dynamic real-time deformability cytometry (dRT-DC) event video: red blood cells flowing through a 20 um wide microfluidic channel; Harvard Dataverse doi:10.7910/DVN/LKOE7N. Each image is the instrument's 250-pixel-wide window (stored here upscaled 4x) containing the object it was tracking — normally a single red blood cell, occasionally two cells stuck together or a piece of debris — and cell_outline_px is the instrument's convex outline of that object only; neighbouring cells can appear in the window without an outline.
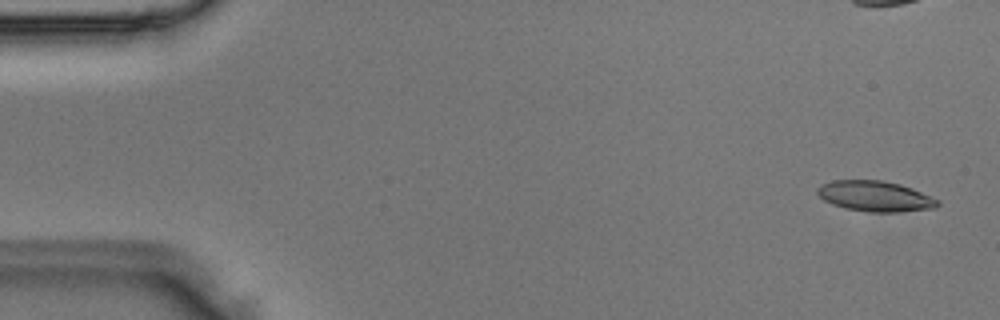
{"species": "Egyptian fruit bat (a non-hibernating species)", "species_latin": "Rousettus aegyptiacus", "temperature_condition": "room temperature", "stored_images_in_passage": 3, "camera_frame_rate_fps": 3000, "um_per_image_px": 0.085, "animal": {"sex": "male"}, "frame": {"image": 1, "passage_image": 1, "time_ms": 0.0, "image_size_px": [1000, 320], "cell_outline_px": [[940, 204], [936, 208], [900, 212], [872, 212], [844, 208], [832, 204], [824, 200], [816, 192], [816, 188], [820, 184], [832, 180], [884, 180], [900, 184], [912, 188], [932, 196], [940, 200]], "centroid_in_image_um": [74.4, 16.67], "position_along_channel_um": 10.6, "area_um2": 21.68}}